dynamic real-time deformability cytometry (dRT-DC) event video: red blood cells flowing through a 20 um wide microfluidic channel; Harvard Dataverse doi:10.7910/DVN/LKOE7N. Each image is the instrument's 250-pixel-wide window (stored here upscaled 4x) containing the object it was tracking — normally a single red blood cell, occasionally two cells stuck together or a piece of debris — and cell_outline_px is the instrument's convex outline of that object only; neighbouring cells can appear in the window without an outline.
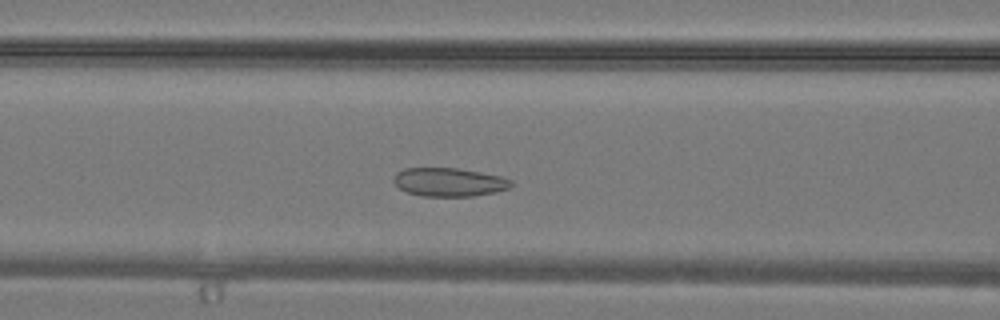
{"species": "common noctule bat (a hibernating species)", "species_latin": "Nyctalus noctula", "temperature_condition": "warm", "stored_images_in_passage": 31, "camera_frame_rate_fps": 3000, "um_per_image_px": 0.085, "animal": {"sex": "male", "body_mass_g": 19.2, "forearm_length_mm": 51.8}, "frame": {"image": 1, "passage_image": 11, "time_ms": 3.333, "image_size_px": [1000, 320], "cell_outline_px": [[512, 184], [508, 188], [496, 192], [472, 196], [420, 196], [408, 192], [400, 188], [392, 180], [396, 172], [404, 168], [456, 168], [480, 172], [500, 176], [512, 180]], "centroid_in_image_um": [38.15, 15.48], "position_along_channel_um": 128.4, "area_um2": 19.48}}
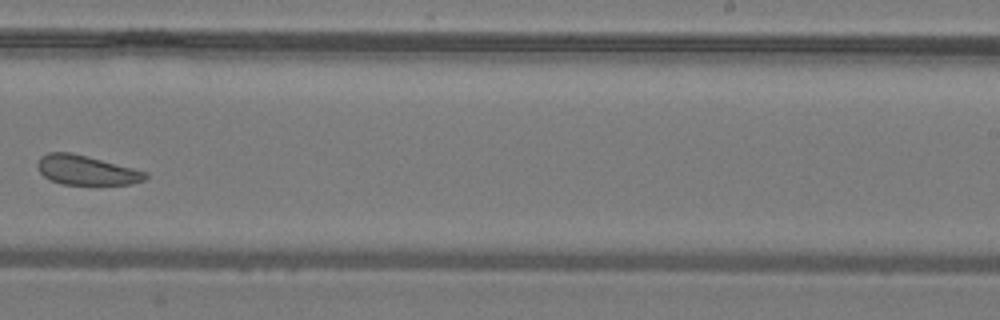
{"frame": {"image": 2, "passage_image": 19, "time_ms": 6.0, "image_size_px": [1000, 320], "cell_outline_px": [[148, 176], [144, 180], [132, 184], [92, 188], [60, 184], [44, 176], [40, 172], [36, 164], [40, 156], [48, 152], [72, 152], [148, 172]], "centroid_in_image_um": [7.36, 14.52], "position_along_channel_um": 281.6, "area_um2": 19.54}}
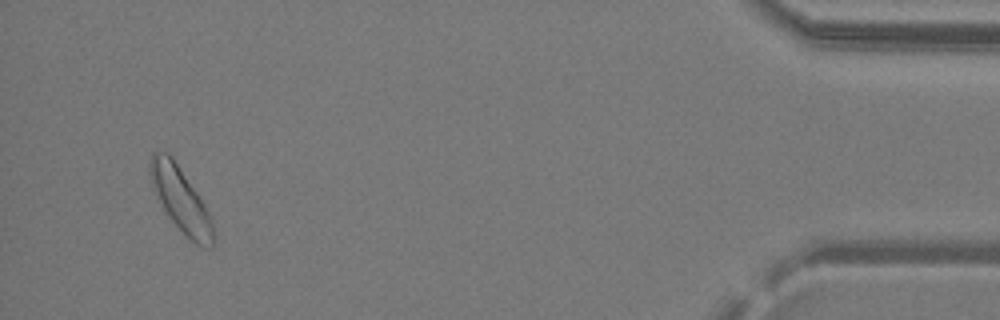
{"frame": {"image": 3, "passage_image": 30, "time_ms": 9.667, "image_size_px": [1000, 320], "cell_outline_px": [[212, 244], [196, 244], [168, 216], [160, 204], [148, 168], [148, 164], [152, 152], [168, 152], [172, 156], [212, 216]], "centroid_in_image_um": [15.31, 16.87], "position_along_channel_um": 419.9, "area_um2": 22.66}}